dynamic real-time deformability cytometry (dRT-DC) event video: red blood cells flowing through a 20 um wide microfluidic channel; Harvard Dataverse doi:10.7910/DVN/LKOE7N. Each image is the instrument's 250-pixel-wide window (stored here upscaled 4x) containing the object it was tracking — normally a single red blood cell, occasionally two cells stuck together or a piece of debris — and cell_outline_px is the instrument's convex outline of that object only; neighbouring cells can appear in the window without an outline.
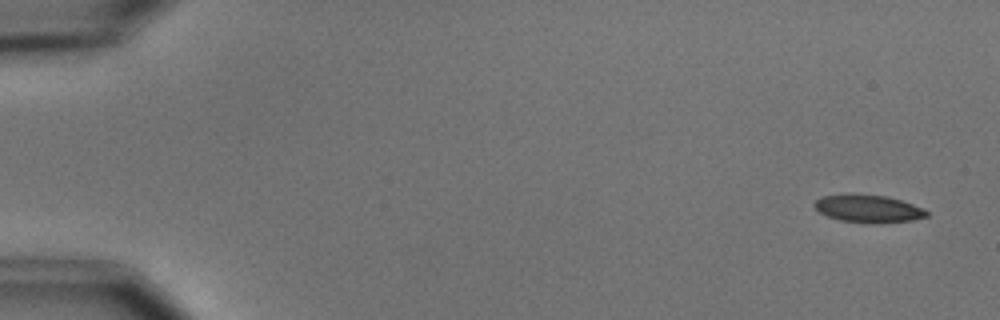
{"species": "common noctule bat (a hibernating species)", "species_latin": "Nyctalus noctula", "temperature_condition": "cold", "stored_images_in_passage": 6, "camera_frame_rate_fps": 3000, "um_per_image_px": 0.085, "animal": {"sex": "male", "body_mass_g": 15.6}, "frame": {"image": 1, "passage_image": 1, "time_ms": 0.0, "image_size_px": [1000, 320], "cell_outline_px": [[928, 216], [912, 220], [880, 224], [840, 220], [828, 216], [820, 212], [812, 204], [816, 200], [824, 196], [848, 192], [852, 192], [888, 196], [924, 208], [928, 212]], "centroid_in_image_um": [73.8, 17.71], "position_along_channel_um": 11.2, "area_um2": 18.44}}
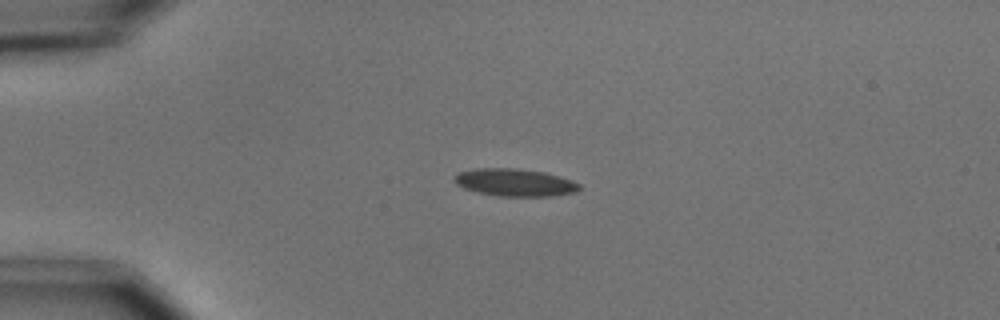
{"frame": {"image": 2, "passage_image": 4, "time_ms": 3.667, "image_size_px": [1000, 320], "cell_outline_px": [[580, 188], [576, 192], [552, 196], [500, 196], [480, 192], [464, 188], [456, 184], [452, 180], [452, 176], [460, 172], [476, 168], [516, 168], [544, 172], [572, 180], [580, 184]], "centroid_in_image_um": [43.75, 15.5], "position_along_channel_um": 41.3, "area_um2": 20.0}}